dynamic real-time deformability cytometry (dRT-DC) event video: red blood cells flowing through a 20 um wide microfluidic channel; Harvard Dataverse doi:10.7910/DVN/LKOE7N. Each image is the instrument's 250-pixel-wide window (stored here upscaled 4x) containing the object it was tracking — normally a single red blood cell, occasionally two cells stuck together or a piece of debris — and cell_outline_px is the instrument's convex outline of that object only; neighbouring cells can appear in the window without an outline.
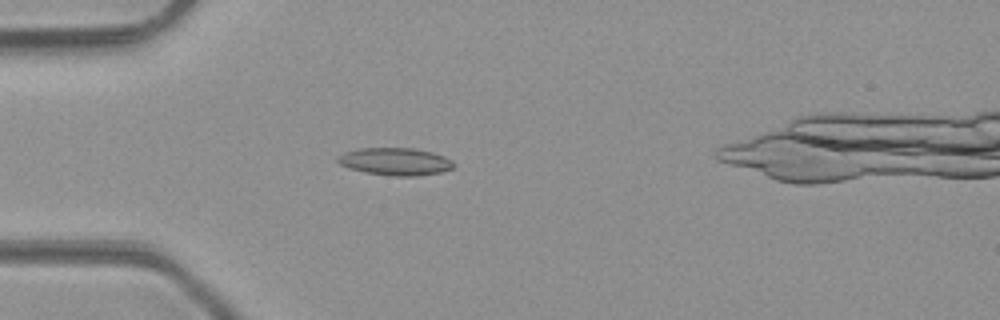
{"species": "common noctule bat (a hibernating species)", "species_latin": "Nyctalus noctula", "temperature_condition": "room temperature", "stored_images_in_passage": 46, "camera_frame_rate_fps": 3000, "um_per_image_px": 0.085, "animal": {"sex": "male", "body_mass_g": 23.1, "forearm_length_mm": 52.7}, "frame": {"image": 1, "passage_image": 14, "time_ms": 4.333, "image_size_px": [1000, 320], "cell_outline_px": [[456, 164], [452, 168], [440, 172], [416, 176], [392, 176], [364, 172], [348, 168], [340, 164], [336, 160], [344, 152], [360, 148], [412, 148], [432, 152], [444, 156], [452, 160]], "centroid_in_image_um": [33.61, 13.73], "position_along_channel_um": 51.4, "area_um2": 18.55}}
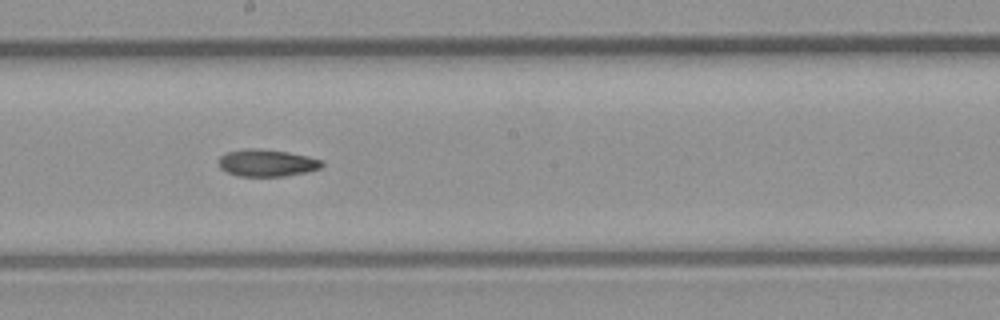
{"frame": {"image": 2, "passage_image": 27, "time_ms": 8.667, "image_size_px": [1000, 320], "cell_outline_px": [[324, 164], [320, 168], [304, 172], [284, 176], [240, 176], [228, 172], [220, 168], [220, 156], [228, 152], [244, 148], [260, 148], [288, 152], [308, 156], [324, 160]], "centroid_in_image_um": [22.71, 13.83], "position_along_channel_um": 225.5, "area_um2": 16.24}}
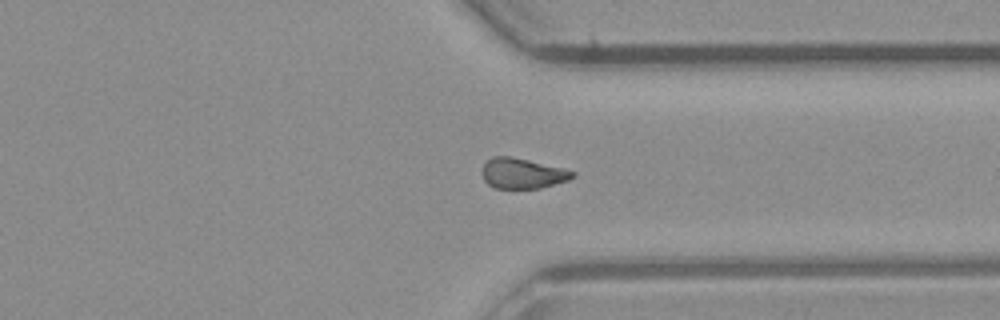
{"frame": {"image": 3, "passage_image": 37, "time_ms": 12.0, "image_size_px": [1000, 320], "cell_outline_px": [[576, 176], [568, 180], [540, 188], [492, 188], [484, 180], [484, 164], [492, 156], [512, 156], [564, 168], [576, 172]], "centroid_in_image_um": [44.44, 14.73], "position_along_channel_um": 367.0, "area_um2": 15.95}}